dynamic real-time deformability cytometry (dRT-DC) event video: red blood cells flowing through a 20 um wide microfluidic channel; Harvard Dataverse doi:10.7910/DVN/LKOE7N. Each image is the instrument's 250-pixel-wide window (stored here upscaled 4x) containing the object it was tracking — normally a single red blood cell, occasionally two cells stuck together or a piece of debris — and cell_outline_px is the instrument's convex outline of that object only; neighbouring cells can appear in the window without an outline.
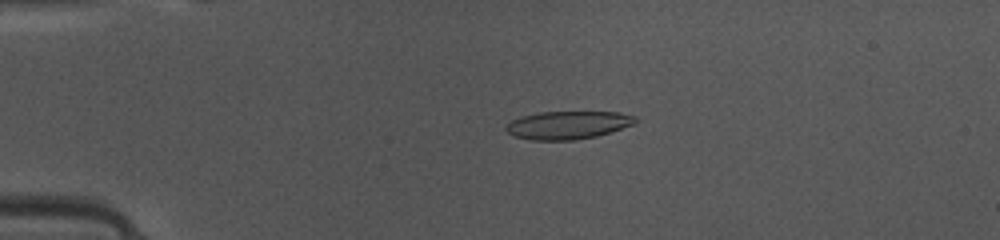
{"species": "common noctule bat (a hibernating species)", "species_latin": "Nyctalus noctula", "temperature_condition": "warm", "stored_images_in_passage": 48, "camera_frame_rate_fps": 3000, "um_per_image_px": 0.085, "animal": {"sex": "female", "body_mass_g": 10.0, "forearm_length_mm": 53.1}, "frame": {"image": 1, "passage_image": 11, "time_ms": 3.333, "image_size_px": [1000, 240], "cell_outline_px": [[636, 124], [612, 132], [596, 136], [572, 140], [532, 140], [512, 136], [504, 128], [512, 120], [520, 116], [540, 112], [620, 112], [636, 116]], "centroid_in_image_um": [48.29, 10.63], "position_along_channel_um": 36.7, "area_um2": 21.27}}
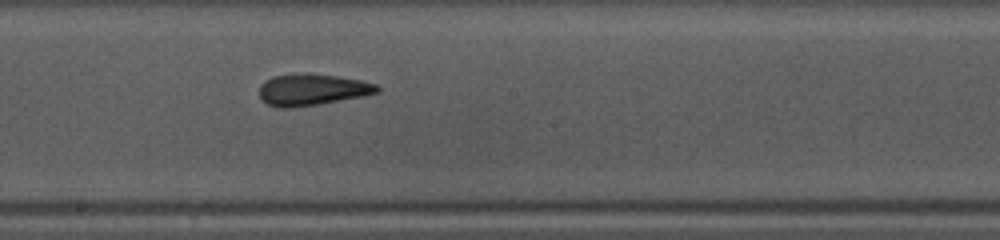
{"frame": {"image": 2, "passage_image": 27, "time_ms": 8.667, "image_size_px": [1000, 240], "cell_outline_px": [[380, 92], [364, 96], [316, 104], [288, 108], [280, 108], [268, 104], [260, 100], [260, 84], [264, 80], [272, 76], [336, 76], [360, 80], [376, 84], [380, 88]], "centroid_in_image_um": [26.53, 7.66], "position_along_channel_um": 221.7, "area_um2": 20.81}}
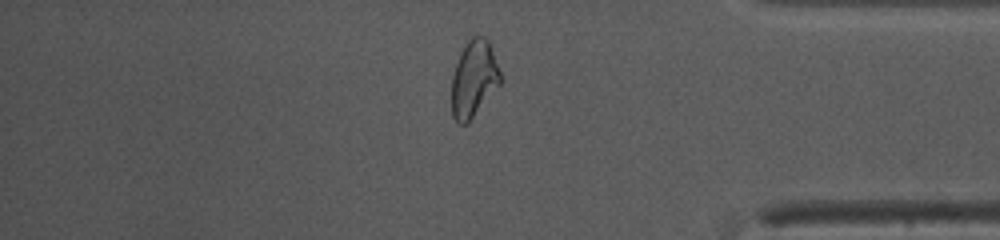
{"frame": {"image": 3, "passage_image": 41, "time_ms": 13.333, "image_size_px": [1000, 240], "cell_outline_px": [[504, 80], [468, 124], [460, 124], [452, 116], [452, 76], [456, 64], [468, 40], [472, 36], [484, 36], [488, 40]], "centroid_in_image_um": [40.31, 6.73], "position_along_channel_um": 394.9, "area_um2": 21.85}, "authors_computed_cell_mechanics": {"area_um2": 21.3282, "velocity_mm_per_s": 4.1225, "shape_relaxation_time_tau1_ms": 4.3799, "shape_relaxation_time_tau2_ms": 2.5711, "deformation_change_tau1": 0.1932, "deformation_change_tau2": 0.0958}}